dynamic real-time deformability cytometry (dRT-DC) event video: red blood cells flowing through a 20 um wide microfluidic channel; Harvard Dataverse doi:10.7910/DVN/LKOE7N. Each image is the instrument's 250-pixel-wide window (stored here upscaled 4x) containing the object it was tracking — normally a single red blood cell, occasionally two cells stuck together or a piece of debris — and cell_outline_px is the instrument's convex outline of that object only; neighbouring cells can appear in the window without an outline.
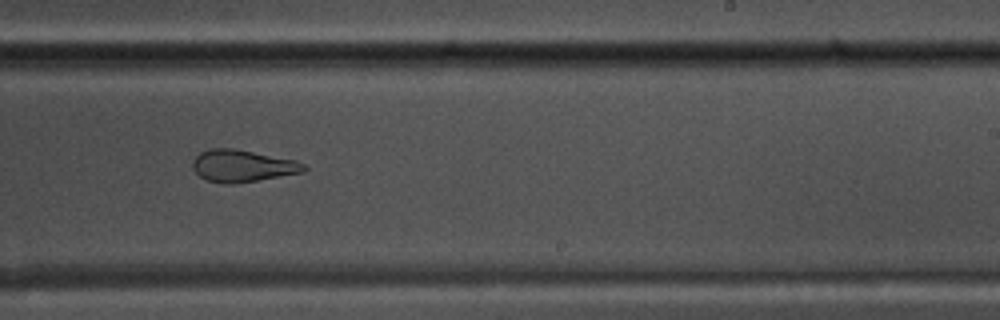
{"species": "common noctule bat (a hibernating species)", "species_latin": "Nyctalus noctula", "temperature_condition": "warm", "stored_images_in_passage": 24, "camera_frame_rate_fps": 3000, "um_per_image_px": 0.085, "animal": {"sex": "male", "body_mass_g": 17.5, "forearm_length_mm": 52.3}, "frame": {"image": 1, "passage_image": 21, "time_ms": 6.667, "image_size_px": [1000, 320], "cell_outline_px": [[308, 168], [304, 172], [232, 184], [224, 184], [204, 180], [192, 168], [192, 160], [200, 152], [208, 148], [232, 148], [296, 160], [304, 164]], "centroid_in_image_um": [20.57, 14.1], "position_along_channel_um": 268.4, "area_um2": 20.81}}